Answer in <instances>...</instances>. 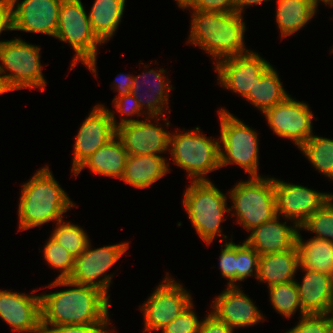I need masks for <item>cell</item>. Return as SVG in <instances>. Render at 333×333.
<instances>
[{
  "label": "cell",
  "mask_w": 333,
  "mask_h": 333,
  "mask_svg": "<svg viewBox=\"0 0 333 333\" xmlns=\"http://www.w3.org/2000/svg\"><path fill=\"white\" fill-rule=\"evenodd\" d=\"M52 286L75 288L40 295L41 324H108V297L102 290L89 285H80L68 279H56Z\"/></svg>",
  "instance_id": "1"
},
{
  "label": "cell",
  "mask_w": 333,
  "mask_h": 333,
  "mask_svg": "<svg viewBox=\"0 0 333 333\" xmlns=\"http://www.w3.org/2000/svg\"><path fill=\"white\" fill-rule=\"evenodd\" d=\"M193 11L191 43L220 60L249 51L244 52L242 14Z\"/></svg>",
  "instance_id": "2"
},
{
  "label": "cell",
  "mask_w": 333,
  "mask_h": 333,
  "mask_svg": "<svg viewBox=\"0 0 333 333\" xmlns=\"http://www.w3.org/2000/svg\"><path fill=\"white\" fill-rule=\"evenodd\" d=\"M19 203L20 230L29 229L55 220L73 205L55 181L48 167L39 170L23 185Z\"/></svg>",
  "instance_id": "3"
},
{
  "label": "cell",
  "mask_w": 333,
  "mask_h": 333,
  "mask_svg": "<svg viewBox=\"0 0 333 333\" xmlns=\"http://www.w3.org/2000/svg\"><path fill=\"white\" fill-rule=\"evenodd\" d=\"M55 37L70 43L75 50L73 67L81 61L96 76L97 45L103 42L93 32L80 0H62Z\"/></svg>",
  "instance_id": "4"
},
{
  "label": "cell",
  "mask_w": 333,
  "mask_h": 333,
  "mask_svg": "<svg viewBox=\"0 0 333 333\" xmlns=\"http://www.w3.org/2000/svg\"><path fill=\"white\" fill-rule=\"evenodd\" d=\"M226 196L209 180L192 181L184 195V205L191 223L207 243L213 241L217 233L221 236L220 224L225 212Z\"/></svg>",
  "instance_id": "5"
},
{
  "label": "cell",
  "mask_w": 333,
  "mask_h": 333,
  "mask_svg": "<svg viewBox=\"0 0 333 333\" xmlns=\"http://www.w3.org/2000/svg\"><path fill=\"white\" fill-rule=\"evenodd\" d=\"M230 195L238 223L249 231L277 216L273 178L251 177L238 183Z\"/></svg>",
  "instance_id": "6"
},
{
  "label": "cell",
  "mask_w": 333,
  "mask_h": 333,
  "mask_svg": "<svg viewBox=\"0 0 333 333\" xmlns=\"http://www.w3.org/2000/svg\"><path fill=\"white\" fill-rule=\"evenodd\" d=\"M198 130L196 127L191 132L170 135L169 146L174 162L185 169L193 181H207L204 175L220 168L221 145L200 135Z\"/></svg>",
  "instance_id": "7"
},
{
  "label": "cell",
  "mask_w": 333,
  "mask_h": 333,
  "mask_svg": "<svg viewBox=\"0 0 333 333\" xmlns=\"http://www.w3.org/2000/svg\"><path fill=\"white\" fill-rule=\"evenodd\" d=\"M40 47L27 44L21 39L4 41L0 45V74L6 69L12 74L1 75L7 88L17 90L21 88L40 87L45 89L46 81L41 72Z\"/></svg>",
  "instance_id": "8"
},
{
  "label": "cell",
  "mask_w": 333,
  "mask_h": 333,
  "mask_svg": "<svg viewBox=\"0 0 333 333\" xmlns=\"http://www.w3.org/2000/svg\"><path fill=\"white\" fill-rule=\"evenodd\" d=\"M221 123L220 167L235 163L244 168L251 177L258 175V139L255 131L225 109L219 111ZM226 153V154H225Z\"/></svg>",
  "instance_id": "9"
},
{
  "label": "cell",
  "mask_w": 333,
  "mask_h": 333,
  "mask_svg": "<svg viewBox=\"0 0 333 333\" xmlns=\"http://www.w3.org/2000/svg\"><path fill=\"white\" fill-rule=\"evenodd\" d=\"M128 245L122 243L91 250L88 244L86 249L74 258V267L68 280L80 285L97 287L108 295L110 276L106 275L102 280H95L122 257Z\"/></svg>",
  "instance_id": "10"
},
{
  "label": "cell",
  "mask_w": 333,
  "mask_h": 333,
  "mask_svg": "<svg viewBox=\"0 0 333 333\" xmlns=\"http://www.w3.org/2000/svg\"><path fill=\"white\" fill-rule=\"evenodd\" d=\"M168 278H165L166 282L159 285L142 307L146 331L161 330L192 302L189 293Z\"/></svg>",
  "instance_id": "11"
},
{
  "label": "cell",
  "mask_w": 333,
  "mask_h": 333,
  "mask_svg": "<svg viewBox=\"0 0 333 333\" xmlns=\"http://www.w3.org/2000/svg\"><path fill=\"white\" fill-rule=\"evenodd\" d=\"M117 135L114 115L101 105H96L83 122L76 136L73 173L100 147Z\"/></svg>",
  "instance_id": "12"
},
{
  "label": "cell",
  "mask_w": 333,
  "mask_h": 333,
  "mask_svg": "<svg viewBox=\"0 0 333 333\" xmlns=\"http://www.w3.org/2000/svg\"><path fill=\"white\" fill-rule=\"evenodd\" d=\"M264 114L275 134L292 139L299 148L312 136V112L307 104L297 102L290 96Z\"/></svg>",
  "instance_id": "13"
},
{
  "label": "cell",
  "mask_w": 333,
  "mask_h": 333,
  "mask_svg": "<svg viewBox=\"0 0 333 333\" xmlns=\"http://www.w3.org/2000/svg\"><path fill=\"white\" fill-rule=\"evenodd\" d=\"M271 67L254 52L224 58L216 64L221 84L244 98L253 89L256 81H259Z\"/></svg>",
  "instance_id": "14"
},
{
  "label": "cell",
  "mask_w": 333,
  "mask_h": 333,
  "mask_svg": "<svg viewBox=\"0 0 333 333\" xmlns=\"http://www.w3.org/2000/svg\"><path fill=\"white\" fill-rule=\"evenodd\" d=\"M277 215L295 220L299 227L318 210L332 194L320 193L300 185L274 179Z\"/></svg>",
  "instance_id": "15"
},
{
  "label": "cell",
  "mask_w": 333,
  "mask_h": 333,
  "mask_svg": "<svg viewBox=\"0 0 333 333\" xmlns=\"http://www.w3.org/2000/svg\"><path fill=\"white\" fill-rule=\"evenodd\" d=\"M169 132L162 127L134 120L124 119L117 125V136L124 144L128 155H157L170 145Z\"/></svg>",
  "instance_id": "16"
},
{
  "label": "cell",
  "mask_w": 333,
  "mask_h": 333,
  "mask_svg": "<svg viewBox=\"0 0 333 333\" xmlns=\"http://www.w3.org/2000/svg\"><path fill=\"white\" fill-rule=\"evenodd\" d=\"M62 0H23L12 8L13 30L55 37Z\"/></svg>",
  "instance_id": "17"
},
{
  "label": "cell",
  "mask_w": 333,
  "mask_h": 333,
  "mask_svg": "<svg viewBox=\"0 0 333 333\" xmlns=\"http://www.w3.org/2000/svg\"><path fill=\"white\" fill-rule=\"evenodd\" d=\"M0 317L15 331L41 333V298L1 290Z\"/></svg>",
  "instance_id": "18"
},
{
  "label": "cell",
  "mask_w": 333,
  "mask_h": 333,
  "mask_svg": "<svg viewBox=\"0 0 333 333\" xmlns=\"http://www.w3.org/2000/svg\"><path fill=\"white\" fill-rule=\"evenodd\" d=\"M215 314L232 328L254 325L263 317L249 297L235 286H229L213 305Z\"/></svg>",
  "instance_id": "19"
},
{
  "label": "cell",
  "mask_w": 333,
  "mask_h": 333,
  "mask_svg": "<svg viewBox=\"0 0 333 333\" xmlns=\"http://www.w3.org/2000/svg\"><path fill=\"white\" fill-rule=\"evenodd\" d=\"M278 215L259 226L252 229V232L246 243L258 252L264 255L269 253L282 252L296 246V239L300 228L298 225L295 227L286 226V222L281 224L278 222Z\"/></svg>",
  "instance_id": "20"
},
{
  "label": "cell",
  "mask_w": 333,
  "mask_h": 333,
  "mask_svg": "<svg viewBox=\"0 0 333 333\" xmlns=\"http://www.w3.org/2000/svg\"><path fill=\"white\" fill-rule=\"evenodd\" d=\"M306 271L303 283L296 282L301 309L306 313H328L330 308L333 286L330 275L302 268Z\"/></svg>",
  "instance_id": "21"
},
{
  "label": "cell",
  "mask_w": 333,
  "mask_h": 333,
  "mask_svg": "<svg viewBox=\"0 0 333 333\" xmlns=\"http://www.w3.org/2000/svg\"><path fill=\"white\" fill-rule=\"evenodd\" d=\"M299 267V255L297 247L291 249L264 254L259 257L257 278L266 281L268 287L276 284H284L294 281V274Z\"/></svg>",
  "instance_id": "22"
},
{
  "label": "cell",
  "mask_w": 333,
  "mask_h": 333,
  "mask_svg": "<svg viewBox=\"0 0 333 333\" xmlns=\"http://www.w3.org/2000/svg\"><path fill=\"white\" fill-rule=\"evenodd\" d=\"M127 157L128 153L124 144L116 135L84 161L74 174L78 175L85 166H88L95 174L121 179Z\"/></svg>",
  "instance_id": "23"
},
{
  "label": "cell",
  "mask_w": 333,
  "mask_h": 333,
  "mask_svg": "<svg viewBox=\"0 0 333 333\" xmlns=\"http://www.w3.org/2000/svg\"><path fill=\"white\" fill-rule=\"evenodd\" d=\"M165 159L158 155H128L121 180L136 187L147 188L168 171Z\"/></svg>",
  "instance_id": "24"
},
{
  "label": "cell",
  "mask_w": 333,
  "mask_h": 333,
  "mask_svg": "<svg viewBox=\"0 0 333 333\" xmlns=\"http://www.w3.org/2000/svg\"><path fill=\"white\" fill-rule=\"evenodd\" d=\"M317 0H278L277 23L286 37L296 33L312 19L318 6Z\"/></svg>",
  "instance_id": "25"
},
{
  "label": "cell",
  "mask_w": 333,
  "mask_h": 333,
  "mask_svg": "<svg viewBox=\"0 0 333 333\" xmlns=\"http://www.w3.org/2000/svg\"><path fill=\"white\" fill-rule=\"evenodd\" d=\"M296 247L299 267L330 275L333 268V242L314 237L304 243L298 232Z\"/></svg>",
  "instance_id": "26"
},
{
  "label": "cell",
  "mask_w": 333,
  "mask_h": 333,
  "mask_svg": "<svg viewBox=\"0 0 333 333\" xmlns=\"http://www.w3.org/2000/svg\"><path fill=\"white\" fill-rule=\"evenodd\" d=\"M124 6L125 0H95L88 17L93 32L103 43L115 33Z\"/></svg>",
  "instance_id": "27"
},
{
  "label": "cell",
  "mask_w": 333,
  "mask_h": 333,
  "mask_svg": "<svg viewBox=\"0 0 333 333\" xmlns=\"http://www.w3.org/2000/svg\"><path fill=\"white\" fill-rule=\"evenodd\" d=\"M289 97L278 78L277 72L271 67L245 97L263 113Z\"/></svg>",
  "instance_id": "28"
},
{
  "label": "cell",
  "mask_w": 333,
  "mask_h": 333,
  "mask_svg": "<svg viewBox=\"0 0 333 333\" xmlns=\"http://www.w3.org/2000/svg\"><path fill=\"white\" fill-rule=\"evenodd\" d=\"M164 72H165V70H163V69H159L158 73L154 70H150L147 73H145L144 76L142 75V76L134 77V84H133V87L130 90L131 94H133L134 97L137 99L138 104H139L141 109L143 107V104L144 105L146 104V106H148L147 109H148V112H150L148 115H150L152 118L153 117L155 118L156 116H157V118H158V116H162L161 111L163 110L162 109L164 107L163 105L165 103H168V101H167L168 100L167 97L169 95L168 92L172 88L169 85L165 84L166 81H165V79H163V75H162ZM148 73L152 74L150 76H154L155 81L153 80L154 83H153V86H151L153 89L151 87H150V89L148 88V91L151 90V92H152L151 95H149V94L146 95L147 99L142 100V96H138V95H140L139 90L141 89V87L143 85L141 86L140 85L141 83L138 80H139V77L140 78H147L146 75H148ZM146 82H148V81H145L143 83H145L146 85H149L148 84L149 82L148 83H146ZM165 90H167V91H165Z\"/></svg>",
  "instance_id": "29"
},
{
  "label": "cell",
  "mask_w": 333,
  "mask_h": 333,
  "mask_svg": "<svg viewBox=\"0 0 333 333\" xmlns=\"http://www.w3.org/2000/svg\"><path fill=\"white\" fill-rule=\"evenodd\" d=\"M300 149L316 169L333 179V140L312 135Z\"/></svg>",
  "instance_id": "30"
},
{
  "label": "cell",
  "mask_w": 333,
  "mask_h": 333,
  "mask_svg": "<svg viewBox=\"0 0 333 333\" xmlns=\"http://www.w3.org/2000/svg\"><path fill=\"white\" fill-rule=\"evenodd\" d=\"M269 289L271 304L277 312L290 318L299 306L301 314H306L301 309L299 291L295 280L270 286Z\"/></svg>",
  "instance_id": "31"
},
{
  "label": "cell",
  "mask_w": 333,
  "mask_h": 333,
  "mask_svg": "<svg viewBox=\"0 0 333 333\" xmlns=\"http://www.w3.org/2000/svg\"><path fill=\"white\" fill-rule=\"evenodd\" d=\"M58 227L52 233V238L66 248L74 257L82 253L89 244L88 237L83 229L74 224H65L58 221Z\"/></svg>",
  "instance_id": "32"
},
{
  "label": "cell",
  "mask_w": 333,
  "mask_h": 333,
  "mask_svg": "<svg viewBox=\"0 0 333 333\" xmlns=\"http://www.w3.org/2000/svg\"><path fill=\"white\" fill-rule=\"evenodd\" d=\"M333 196L316 210L301 226L316 233L315 238L333 242Z\"/></svg>",
  "instance_id": "33"
},
{
  "label": "cell",
  "mask_w": 333,
  "mask_h": 333,
  "mask_svg": "<svg viewBox=\"0 0 333 333\" xmlns=\"http://www.w3.org/2000/svg\"><path fill=\"white\" fill-rule=\"evenodd\" d=\"M44 257L49 265L62 271L58 279L69 278L75 257L52 237L44 247Z\"/></svg>",
  "instance_id": "34"
},
{
  "label": "cell",
  "mask_w": 333,
  "mask_h": 333,
  "mask_svg": "<svg viewBox=\"0 0 333 333\" xmlns=\"http://www.w3.org/2000/svg\"><path fill=\"white\" fill-rule=\"evenodd\" d=\"M301 317L300 322L287 333H333V320L328 313H310Z\"/></svg>",
  "instance_id": "35"
},
{
  "label": "cell",
  "mask_w": 333,
  "mask_h": 333,
  "mask_svg": "<svg viewBox=\"0 0 333 333\" xmlns=\"http://www.w3.org/2000/svg\"><path fill=\"white\" fill-rule=\"evenodd\" d=\"M260 255L250 247L245 241L242 245H237V281H242L247 276H252V271L258 275Z\"/></svg>",
  "instance_id": "36"
},
{
  "label": "cell",
  "mask_w": 333,
  "mask_h": 333,
  "mask_svg": "<svg viewBox=\"0 0 333 333\" xmlns=\"http://www.w3.org/2000/svg\"><path fill=\"white\" fill-rule=\"evenodd\" d=\"M190 303L174 320L161 330L163 333H199L200 322Z\"/></svg>",
  "instance_id": "37"
},
{
  "label": "cell",
  "mask_w": 333,
  "mask_h": 333,
  "mask_svg": "<svg viewBox=\"0 0 333 333\" xmlns=\"http://www.w3.org/2000/svg\"><path fill=\"white\" fill-rule=\"evenodd\" d=\"M220 269L222 275L229 279L228 285L235 286L237 281V244L226 243L220 255Z\"/></svg>",
  "instance_id": "38"
},
{
  "label": "cell",
  "mask_w": 333,
  "mask_h": 333,
  "mask_svg": "<svg viewBox=\"0 0 333 333\" xmlns=\"http://www.w3.org/2000/svg\"><path fill=\"white\" fill-rule=\"evenodd\" d=\"M42 326L41 333H108L104 330L107 324H71Z\"/></svg>",
  "instance_id": "39"
},
{
  "label": "cell",
  "mask_w": 333,
  "mask_h": 333,
  "mask_svg": "<svg viewBox=\"0 0 333 333\" xmlns=\"http://www.w3.org/2000/svg\"><path fill=\"white\" fill-rule=\"evenodd\" d=\"M194 10L213 13L236 12L235 0H195L190 6Z\"/></svg>",
  "instance_id": "40"
},
{
  "label": "cell",
  "mask_w": 333,
  "mask_h": 333,
  "mask_svg": "<svg viewBox=\"0 0 333 333\" xmlns=\"http://www.w3.org/2000/svg\"><path fill=\"white\" fill-rule=\"evenodd\" d=\"M233 328L212 312L200 322L199 333H233Z\"/></svg>",
  "instance_id": "41"
},
{
  "label": "cell",
  "mask_w": 333,
  "mask_h": 333,
  "mask_svg": "<svg viewBox=\"0 0 333 333\" xmlns=\"http://www.w3.org/2000/svg\"><path fill=\"white\" fill-rule=\"evenodd\" d=\"M113 103L115 104L118 112H120L122 115L125 114L128 116H132L133 114H137L139 116L141 112V108L138 104L137 99L131 93L129 95L114 98ZM128 105L131 106L127 107Z\"/></svg>",
  "instance_id": "42"
},
{
  "label": "cell",
  "mask_w": 333,
  "mask_h": 333,
  "mask_svg": "<svg viewBox=\"0 0 333 333\" xmlns=\"http://www.w3.org/2000/svg\"><path fill=\"white\" fill-rule=\"evenodd\" d=\"M11 0H0V33L3 30H13ZM4 41H0V45Z\"/></svg>",
  "instance_id": "43"
},
{
  "label": "cell",
  "mask_w": 333,
  "mask_h": 333,
  "mask_svg": "<svg viewBox=\"0 0 333 333\" xmlns=\"http://www.w3.org/2000/svg\"><path fill=\"white\" fill-rule=\"evenodd\" d=\"M120 77V76H119ZM117 80V79H116ZM117 82V91H119V96L122 97L125 95H129L131 93V88L134 84V77L121 75V77L116 81Z\"/></svg>",
  "instance_id": "44"
},
{
  "label": "cell",
  "mask_w": 333,
  "mask_h": 333,
  "mask_svg": "<svg viewBox=\"0 0 333 333\" xmlns=\"http://www.w3.org/2000/svg\"><path fill=\"white\" fill-rule=\"evenodd\" d=\"M264 1H267V0H235V9H236V12L241 15V13L243 12L242 10H243L244 6L252 5V4H260Z\"/></svg>",
  "instance_id": "45"
},
{
  "label": "cell",
  "mask_w": 333,
  "mask_h": 333,
  "mask_svg": "<svg viewBox=\"0 0 333 333\" xmlns=\"http://www.w3.org/2000/svg\"><path fill=\"white\" fill-rule=\"evenodd\" d=\"M177 3H178V6L181 7V8H187V7H190L195 0H176Z\"/></svg>",
  "instance_id": "46"
},
{
  "label": "cell",
  "mask_w": 333,
  "mask_h": 333,
  "mask_svg": "<svg viewBox=\"0 0 333 333\" xmlns=\"http://www.w3.org/2000/svg\"><path fill=\"white\" fill-rule=\"evenodd\" d=\"M9 91L10 90L7 88L2 76L0 75V95Z\"/></svg>",
  "instance_id": "47"
},
{
  "label": "cell",
  "mask_w": 333,
  "mask_h": 333,
  "mask_svg": "<svg viewBox=\"0 0 333 333\" xmlns=\"http://www.w3.org/2000/svg\"><path fill=\"white\" fill-rule=\"evenodd\" d=\"M332 313L333 314V294H332V300H331V304H330V308L328 310V314ZM333 320V316L330 317Z\"/></svg>",
  "instance_id": "48"
},
{
  "label": "cell",
  "mask_w": 333,
  "mask_h": 333,
  "mask_svg": "<svg viewBox=\"0 0 333 333\" xmlns=\"http://www.w3.org/2000/svg\"><path fill=\"white\" fill-rule=\"evenodd\" d=\"M330 279H331V284H332V286H333V268H332V271H331V273H330Z\"/></svg>",
  "instance_id": "49"
},
{
  "label": "cell",
  "mask_w": 333,
  "mask_h": 333,
  "mask_svg": "<svg viewBox=\"0 0 333 333\" xmlns=\"http://www.w3.org/2000/svg\"><path fill=\"white\" fill-rule=\"evenodd\" d=\"M16 3H17V0H11L12 6H15Z\"/></svg>",
  "instance_id": "50"
},
{
  "label": "cell",
  "mask_w": 333,
  "mask_h": 333,
  "mask_svg": "<svg viewBox=\"0 0 333 333\" xmlns=\"http://www.w3.org/2000/svg\"><path fill=\"white\" fill-rule=\"evenodd\" d=\"M329 5H333V0H328Z\"/></svg>",
  "instance_id": "51"
},
{
  "label": "cell",
  "mask_w": 333,
  "mask_h": 333,
  "mask_svg": "<svg viewBox=\"0 0 333 333\" xmlns=\"http://www.w3.org/2000/svg\"><path fill=\"white\" fill-rule=\"evenodd\" d=\"M317 1H319V0H317ZM320 1H322V2H324V3H327V4H328V0H320Z\"/></svg>",
  "instance_id": "52"
}]
</instances>
